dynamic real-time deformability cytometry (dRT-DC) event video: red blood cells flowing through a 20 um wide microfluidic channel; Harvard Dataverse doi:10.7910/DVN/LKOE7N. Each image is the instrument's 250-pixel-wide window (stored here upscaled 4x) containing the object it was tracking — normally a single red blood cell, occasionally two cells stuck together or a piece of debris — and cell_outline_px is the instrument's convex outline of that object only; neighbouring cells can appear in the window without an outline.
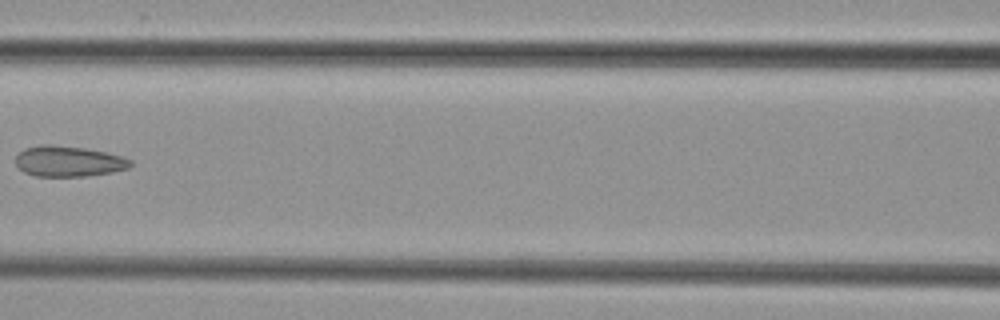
{"species": "common noctule bat (a hibernating species)", "species_latin": "Nyctalus noctula", "temperature_condition": "cold", "stored_images_in_passage": 7, "camera_frame_rate_fps": 3000, "um_per_image_px": 0.085, "animal": {"sex": "female", "body_mass_g": 29.2, "forearm_length_mm": 56.3}, "frame": {"image": 1, "passage_image": 7, "time_ms": 8.0, "image_size_px": [1000, 320], "cell_outline_px": [[132, 164], [128, 168], [112, 172], [88, 176], [36, 176], [24, 172], [16, 164], [16, 156], [24, 148], [40, 144], [48, 144], [84, 148], [124, 156], [132, 160]], "centroid_in_image_um": [5.83, 13.71], "position_along_channel_um": 160.8, "area_um2": 20.52}}